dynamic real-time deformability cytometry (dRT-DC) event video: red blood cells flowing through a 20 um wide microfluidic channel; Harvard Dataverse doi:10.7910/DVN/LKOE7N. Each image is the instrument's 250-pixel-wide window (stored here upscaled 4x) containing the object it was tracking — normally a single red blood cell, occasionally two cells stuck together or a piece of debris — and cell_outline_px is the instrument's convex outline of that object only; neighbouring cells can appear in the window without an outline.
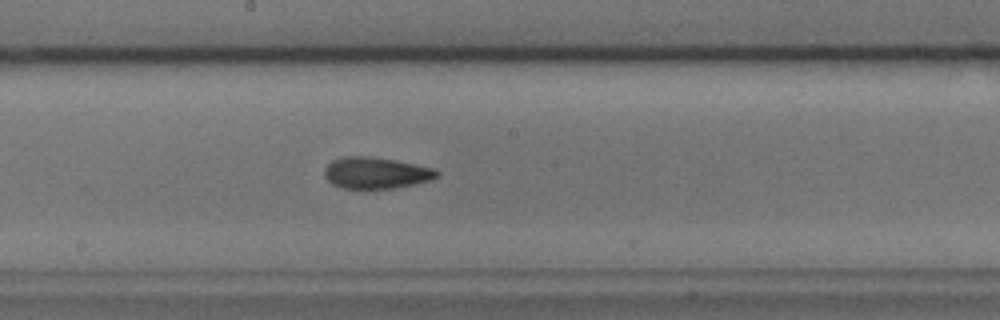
{"species": "common noctule bat (a hibernating species)", "species_latin": "Nyctalus noctula", "temperature_condition": "cold", "stored_images_in_passage": 39, "segment_of_instrument_passage": [1, 2], "camera_frame_rate_fps": 3000, "um_per_image_px": 0.085, "animal": {"sex": "male", "body_mass_g": 17.9, "forearm_length_mm": 54.2}, "frame": {"image": 1, "passage_image": 14, "time_ms": 4.333, "image_size_px": [1000, 320], "cell_outline_px": [[440, 176], [432, 180], [416, 184], [392, 188], [344, 188], [332, 184], [324, 176], [324, 168], [332, 160], [344, 156], [368, 156], [392, 160], [436, 168], [440, 172]], "centroid_in_image_um": [31.99, 14.69], "position_along_channel_um": 216.2, "area_um2": 20.63}}
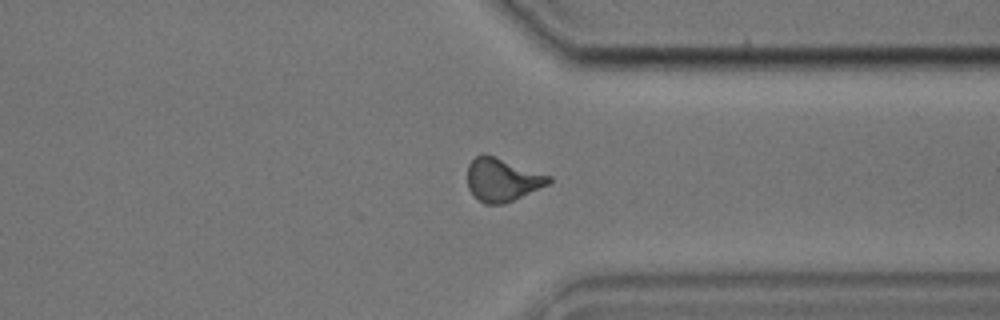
{"frame": {"image": 2, "passage_image": 26, "time_ms": 8.333, "image_size_px": [1000, 320], "cell_outline_px": [[552, 180], [548, 184], [504, 204], [484, 204], [468, 188], [468, 164], [476, 156], [492, 156], [552, 176]], "centroid_in_image_um": [42.7, 15.3], "position_along_channel_um": 368.7, "area_um2": 19.83}}
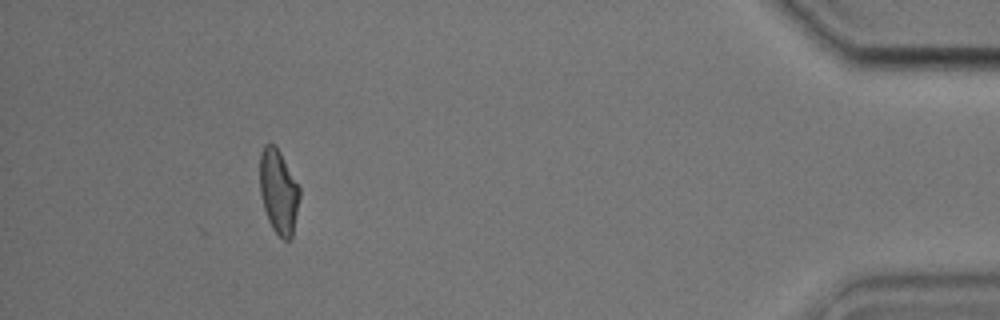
{"frame": {"image": 3, "passage_image": 34, "time_ms": 11.0, "image_size_px": [1000, 320], "cell_outline_px": [[300, 196], [292, 236], [288, 240], [284, 240], [272, 228], [268, 220], [264, 208], [260, 192], [260, 152], [264, 144], [276, 144], [300, 188]], "centroid_in_image_um": [23.67, 16.25], "position_along_channel_um": 411.5, "area_um2": 19.48}}